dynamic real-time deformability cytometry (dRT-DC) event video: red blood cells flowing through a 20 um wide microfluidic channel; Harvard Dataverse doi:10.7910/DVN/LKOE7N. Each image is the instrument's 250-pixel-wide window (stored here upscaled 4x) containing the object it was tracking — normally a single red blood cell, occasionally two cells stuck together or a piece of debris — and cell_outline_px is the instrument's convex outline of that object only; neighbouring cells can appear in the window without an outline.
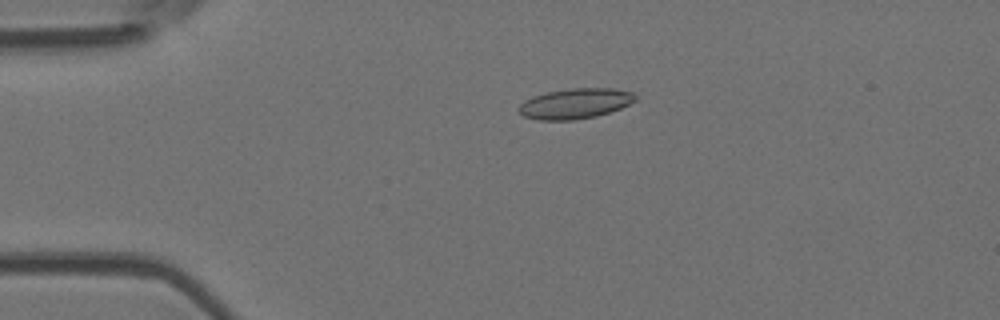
{"species": "Egyptian fruit bat (a non-hibernating species)", "species_latin": "Rousettus aegyptiacus", "temperature_condition": "room temperature", "stored_images_in_passage": 4, "camera_frame_rate_fps": 3000, "um_per_image_px": 0.085, "animal": {"sex": "female"}, "frame": {"image": 1, "passage_image": 3, "time_ms": 2.333, "image_size_px": [1000, 320], "cell_outline_px": [[636, 100], [620, 108], [596, 116], [572, 120], [540, 120], [524, 116], [520, 112], [520, 104], [524, 100], [532, 96], [548, 92], [572, 88], [612, 88], [632, 92], [636, 96]], "centroid_in_image_um": [48.89, 8.79], "position_along_channel_um": 36.1, "area_um2": 20.35}}